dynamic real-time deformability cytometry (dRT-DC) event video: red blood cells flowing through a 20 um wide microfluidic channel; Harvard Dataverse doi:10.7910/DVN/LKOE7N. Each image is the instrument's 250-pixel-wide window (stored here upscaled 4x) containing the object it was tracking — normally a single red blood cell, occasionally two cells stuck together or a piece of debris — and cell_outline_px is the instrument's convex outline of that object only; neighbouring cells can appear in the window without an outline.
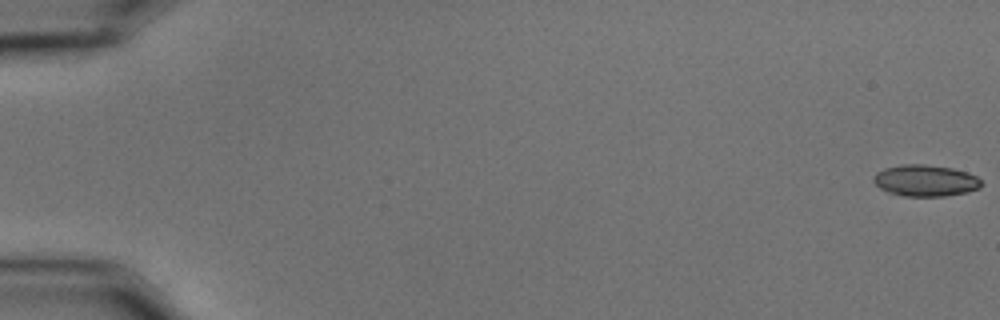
{"species": "common noctule bat (a hibernating species)", "species_latin": "Nyctalus noctula", "temperature_condition": "cold", "stored_images_in_passage": 23, "camera_frame_rate_fps": 3000, "um_per_image_px": 0.085, "animal": {"sex": "male", "body_mass_g": 15.6}, "frame": {"image": 1, "passage_image": 1, "time_ms": 0.0, "image_size_px": [1000, 320], "cell_outline_px": [[984, 184], [980, 188], [968, 192], [944, 196], [904, 196], [888, 192], [880, 188], [872, 180], [872, 176], [876, 172], [884, 168], [900, 164], [924, 164], [952, 168], [968, 172], [976, 176]], "centroid_in_image_um": [78.66, 15.34], "position_along_channel_um": 6.3, "area_um2": 20.0}}
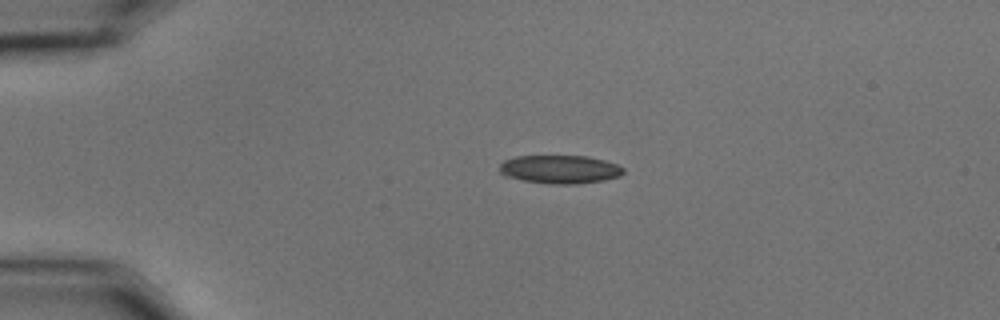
{"frame": {"image": 2, "passage_image": 14, "time_ms": 4.333, "image_size_px": [1000, 320], "cell_outline_px": [[624, 172], [620, 176], [604, 180], [576, 184], [548, 184], [524, 180], [504, 176], [500, 172], [500, 164], [504, 160], [516, 156], [588, 156], [604, 160], [616, 164], [624, 168]], "centroid_in_image_um": [47.59, 14.39], "position_along_channel_um": 37.4, "area_um2": 20.52}}